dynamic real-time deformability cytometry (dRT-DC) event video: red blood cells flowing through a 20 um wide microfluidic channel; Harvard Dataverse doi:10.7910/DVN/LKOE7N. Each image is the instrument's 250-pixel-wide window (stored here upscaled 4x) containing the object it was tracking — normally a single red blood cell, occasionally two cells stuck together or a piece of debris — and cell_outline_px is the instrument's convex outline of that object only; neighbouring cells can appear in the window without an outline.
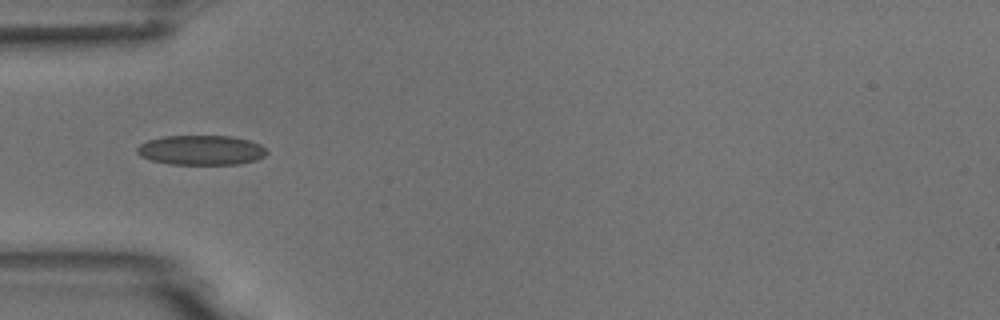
{"species": "common noctule bat (a hibernating species)", "species_latin": "Nyctalus noctula", "temperature_condition": "room temperature", "stored_images_in_passage": 2, "camera_frame_rate_fps": 3000, "um_per_image_px": 0.085, "animal": {"sex": "male", "body_mass_g": 18.8}, "frame": {"image": 1, "passage_image": 1, "time_ms": 0.0, "image_size_px": [1000, 320], "cell_outline_px": [[268, 152], [264, 156], [256, 160], [236, 164], [168, 164], [152, 160], [140, 156], [136, 152], [136, 148], [140, 144], [148, 140], [164, 136], [232, 136], [248, 140], [260, 144]], "centroid_in_image_um": [17.08, 12.76], "position_along_channel_um": 67.9, "area_um2": 22.43}}